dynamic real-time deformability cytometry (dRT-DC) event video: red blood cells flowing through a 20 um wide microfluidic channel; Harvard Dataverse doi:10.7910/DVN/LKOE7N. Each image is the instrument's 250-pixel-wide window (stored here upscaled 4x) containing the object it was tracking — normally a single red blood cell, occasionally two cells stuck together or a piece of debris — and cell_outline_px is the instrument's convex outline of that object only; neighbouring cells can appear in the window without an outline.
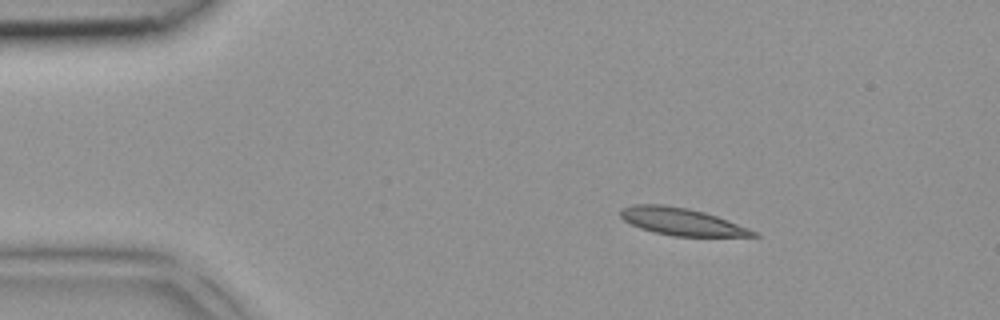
{"species": "common noctule bat (a hibernating species)", "species_latin": "Nyctalus noctula", "temperature_condition": "room temperature", "stored_images_in_passage": 4, "camera_frame_rate_fps": 3000, "um_per_image_px": 0.085, "animal": {"sex": "female", "body_mass_g": 18.4}, "frame": {"image": 1, "passage_image": 1, "time_ms": 0.0, "image_size_px": [1000, 320], "cell_outline_px": [[760, 236], [672, 236], [652, 232], [640, 228], [624, 220], [620, 216], [620, 208], [636, 204], [664, 204], [688, 208], [704, 212], [728, 220], [748, 228], [756, 232]], "centroid_in_image_um": [57.9, 18.83], "position_along_channel_um": 27.1, "area_um2": 21.04}}
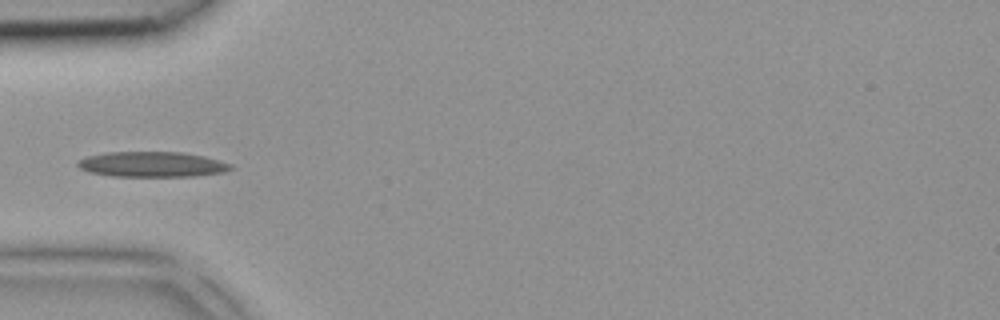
{"frame": {"image": 2, "passage_image": 3, "time_ms": 0.667, "image_size_px": [1000, 320], "cell_outline_px": [[232, 168], [224, 172], [196, 176], [112, 176], [92, 172], [80, 168], [76, 164], [80, 160], [88, 156], [108, 152], [180, 152], [204, 156], [220, 160], [232, 164]], "centroid_in_image_um": [12.97, 13.97], "position_along_channel_um": 72.0, "area_um2": 22.37}}